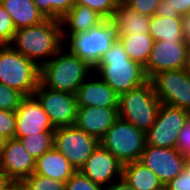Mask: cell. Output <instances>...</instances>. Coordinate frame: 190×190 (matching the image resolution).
<instances>
[{"label":"cell","mask_w":190,"mask_h":190,"mask_svg":"<svg viewBox=\"0 0 190 190\" xmlns=\"http://www.w3.org/2000/svg\"><path fill=\"white\" fill-rule=\"evenodd\" d=\"M63 45L61 20L55 19L17 29L10 44L15 51L39 67L55 56Z\"/></svg>","instance_id":"1"},{"label":"cell","mask_w":190,"mask_h":190,"mask_svg":"<svg viewBox=\"0 0 190 190\" xmlns=\"http://www.w3.org/2000/svg\"><path fill=\"white\" fill-rule=\"evenodd\" d=\"M95 72L118 95L130 91L148 80L144 67L129 58L118 39L93 68V73L95 74Z\"/></svg>","instance_id":"2"},{"label":"cell","mask_w":190,"mask_h":190,"mask_svg":"<svg viewBox=\"0 0 190 190\" xmlns=\"http://www.w3.org/2000/svg\"><path fill=\"white\" fill-rule=\"evenodd\" d=\"M65 48L40 67V83L50 90L75 94L93 68Z\"/></svg>","instance_id":"3"},{"label":"cell","mask_w":190,"mask_h":190,"mask_svg":"<svg viewBox=\"0 0 190 190\" xmlns=\"http://www.w3.org/2000/svg\"><path fill=\"white\" fill-rule=\"evenodd\" d=\"M160 104L148 79L144 84L119 95L118 115L146 133L156 120Z\"/></svg>","instance_id":"4"},{"label":"cell","mask_w":190,"mask_h":190,"mask_svg":"<svg viewBox=\"0 0 190 190\" xmlns=\"http://www.w3.org/2000/svg\"><path fill=\"white\" fill-rule=\"evenodd\" d=\"M0 83L31 96L40 84V67L10 45L0 46Z\"/></svg>","instance_id":"5"},{"label":"cell","mask_w":190,"mask_h":190,"mask_svg":"<svg viewBox=\"0 0 190 190\" xmlns=\"http://www.w3.org/2000/svg\"><path fill=\"white\" fill-rule=\"evenodd\" d=\"M66 31L62 28L63 42L66 37L69 38L68 51L86 61L92 68L97 65L104 53L117 39L113 23L108 19H104L87 32L68 36Z\"/></svg>","instance_id":"6"},{"label":"cell","mask_w":190,"mask_h":190,"mask_svg":"<svg viewBox=\"0 0 190 190\" xmlns=\"http://www.w3.org/2000/svg\"><path fill=\"white\" fill-rule=\"evenodd\" d=\"M99 143L124 165L139 161L146 145L145 132L118 117Z\"/></svg>","instance_id":"7"},{"label":"cell","mask_w":190,"mask_h":190,"mask_svg":"<svg viewBox=\"0 0 190 190\" xmlns=\"http://www.w3.org/2000/svg\"><path fill=\"white\" fill-rule=\"evenodd\" d=\"M99 140L75 125L58 127L54 131L53 147L79 171L99 145Z\"/></svg>","instance_id":"8"},{"label":"cell","mask_w":190,"mask_h":190,"mask_svg":"<svg viewBox=\"0 0 190 190\" xmlns=\"http://www.w3.org/2000/svg\"><path fill=\"white\" fill-rule=\"evenodd\" d=\"M150 81L155 95L162 104L190 112V72L188 68L159 72Z\"/></svg>","instance_id":"9"},{"label":"cell","mask_w":190,"mask_h":190,"mask_svg":"<svg viewBox=\"0 0 190 190\" xmlns=\"http://www.w3.org/2000/svg\"><path fill=\"white\" fill-rule=\"evenodd\" d=\"M189 117V111L160 104L154 124L145 133L146 145L175 148L179 130Z\"/></svg>","instance_id":"10"},{"label":"cell","mask_w":190,"mask_h":190,"mask_svg":"<svg viewBox=\"0 0 190 190\" xmlns=\"http://www.w3.org/2000/svg\"><path fill=\"white\" fill-rule=\"evenodd\" d=\"M190 48L186 41H154L149 60L144 67L147 79L166 70L187 69Z\"/></svg>","instance_id":"11"},{"label":"cell","mask_w":190,"mask_h":190,"mask_svg":"<svg viewBox=\"0 0 190 190\" xmlns=\"http://www.w3.org/2000/svg\"><path fill=\"white\" fill-rule=\"evenodd\" d=\"M32 95L43 107L54 128L74 125L78 109L75 94L50 90L40 83Z\"/></svg>","instance_id":"12"},{"label":"cell","mask_w":190,"mask_h":190,"mask_svg":"<svg viewBox=\"0 0 190 190\" xmlns=\"http://www.w3.org/2000/svg\"><path fill=\"white\" fill-rule=\"evenodd\" d=\"M185 160L186 158L176 148L145 145L139 162L150 169L163 185H166L184 171Z\"/></svg>","instance_id":"13"},{"label":"cell","mask_w":190,"mask_h":190,"mask_svg":"<svg viewBox=\"0 0 190 190\" xmlns=\"http://www.w3.org/2000/svg\"><path fill=\"white\" fill-rule=\"evenodd\" d=\"M15 113V139L30 134L54 133L55 131L48 115L33 95L24 96Z\"/></svg>","instance_id":"14"},{"label":"cell","mask_w":190,"mask_h":190,"mask_svg":"<svg viewBox=\"0 0 190 190\" xmlns=\"http://www.w3.org/2000/svg\"><path fill=\"white\" fill-rule=\"evenodd\" d=\"M36 160L19 139H7L0 153V169L12 182H21L35 171Z\"/></svg>","instance_id":"15"},{"label":"cell","mask_w":190,"mask_h":190,"mask_svg":"<svg viewBox=\"0 0 190 190\" xmlns=\"http://www.w3.org/2000/svg\"><path fill=\"white\" fill-rule=\"evenodd\" d=\"M79 171L95 184L105 187L114 182L113 178H122L123 164L99 144Z\"/></svg>","instance_id":"16"},{"label":"cell","mask_w":190,"mask_h":190,"mask_svg":"<svg viewBox=\"0 0 190 190\" xmlns=\"http://www.w3.org/2000/svg\"><path fill=\"white\" fill-rule=\"evenodd\" d=\"M118 117V108L78 106L74 125L100 140Z\"/></svg>","instance_id":"17"},{"label":"cell","mask_w":190,"mask_h":190,"mask_svg":"<svg viewBox=\"0 0 190 190\" xmlns=\"http://www.w3.org/2000/svg\"><path fill=\"white\" fill-rule=\"evenodd\" d=\"M87 79L75 93L77 106L118 108L119 95L100 77L95 81Z\"/></svg>","instance_id":"18"},{"label":"cell","mask_w":190,"mask_h":190,"mask_svg":"<svg viewBox=\"0 0 190 190\" xmlns=\"http://www.w3.org/2000/svg\"><path fill=\"white\" fill-rule=\"evenodd\" d=\"M151 17L140 14L126 4L118 5L111 22L116 35L149 34V22Z\"/></svg>","instance_id":"19"},{"label":"cell","mask_w":190,"mask_h":190,"mask_svg":"<svg viewBox=\"0 0 190 190\" xmlns=\"http://www.w3.org/2000/svg\"><path fill=\"white\" fill-rule=\"evenodd\" d=\"M76 170L54 147L36 160L34 174L66 182Z\"/></svg>","instance_id":"20"},{"label":"cell","mask_w":190,"mask_h":190,"mask_svg":"<svg viewBox=\"0 0 190 190\" xmlns=\"http://www.w3.org/2000/svg\"><path fill=\"white\" fill-rule=\"evenodd\" d=\"M0 4L10 15L16 30L35 26L46 20L33 0H0Z\"/></svg>","instance_id":"21"},{"label":"cell","mask_w":190,"mask_h":190,"mask_svg":"<svg viewBox=\"0 0 190 190\" xmlns=\"http://www.w3.org/2000/svg\"><path fill=\"white\" fill-rule=\"evenodd\" d=\"M122 177L135 190H163L161 180L139 161L123 165Z\"/></svg>","instance_id":"22"},{"label":"cell","mask_w":190,"mask_h":190,"mask_svg":"<svg viewBox=\"0 0 190 190\" xmlns=\"http://www.w3.org/2000/svg\"><path fill=\"white\" fill-rule=\"evenodd\" d=\"M104 18L87 6L74 5L61 19L62 28L68 27V35L87 32L101 23Z\"/></svg>","instance_id":"23"},{"label":"cell","mask_w":190,"mask_h":190,"mask_svg":"<svg viewBox=\"0 0 190 190\" xmlns=\"http://www.w3.org/2000/svg\"><path fill=\"white\" fill-rule=\"evenodd\" d=\"M149 35L154 41H185L182 17H161L153 15L149 22Z\"/></svg>","instance_id":"24"},{"label":"cell","mask_w":190,"mask_h":190,"mask_svg":"<svg viewBox=\"0 0 190 190\" xmlns=\"http://www.w3.org/2000/svg\"><path fill=\"white\" fill-rule=\"evenodd\" d=\"M117 39L131 60L143 67L146 66L154 44V40L149 34L119 35Z\"/></svg>","instance_id":"25"},{"label":"cell","mask_w":190,"mask_h":190,"mask_svg":"<svg viewBox=\"0 0 190 190\" xmlns=\"http://www.w3.org/2000/svg\"><path fill=\"white\" fill-rule=\"evenodd\" d=\"M27 152L37 160L53 148L54 133L30 134L19 138Z\"/></svg>","instance_id":"26"},{"label":"cell","mask_w":190,"mask_h":190,"mask_svg":"<svg viewBox=\"0 0 190 190\" xmlns=\"http://www.w3.org/2000/svg\"><path fill=\"white\" fill-rule=\"evenodd\" d=\"M46 19L61 20L74 6V0H33Z\"/></svg>","instance_id":"27"},{"label":"cell","mask_w":190,"mask_h":190,"mask_svg":"<svg viewBox=\"0 0 190 190\" xmlns=\"http://www.w3.org/2000/svg\"><path fill=\"white\" fill-rule=\"evenodd\" d=\"M20 183L23 190H65V182L34 173Z\"/></svg>","instance_id":"28"},{"label":"cell","mask_w":190,"mask_h":190,"mask_svg":"<svg viewBox=\"0 0 190 190\" xmlns=\"http://www.w3.org/2000/svg\"><path fill=\"white\" fill-rule=\"evenodd\" d=\"M23 97L17 90L0 83V110L16 111Z\"/></svg>","instance_id":"29"},{"label":"cell","mask_w":190,"mask_h":190,"mask_svg":"<svg viewBox=\"0 0 190 190\" xmlns=\"http://www.w3.org/2000/svg\"><path fill=\"white\" fill-rule=\"evenodd\" d=\"M74 5L87 6L108 20L111 19L117 8L112 0H74Z\"/></svg>","instance_id":"30"},{"label":"cell","mask_w":190,"mask_h":190,"mask_svg":"<svg viewBox=\"0 0 190 190\" xmlns=\"http://www.w3.org/2000/svg\"><path fill=\"white\" fill-rule=\"evenodd\" d=\"M65 190H105V187L95 184L80 171H76L65 182Z\"/></svg>","instance_id":"31"},{"label":"cell","mask_w":190,"mask_h":190,"mask_svg":"<svg viewBox=\"0 0 190 190\" xmlns=\"http://www.w3.org/2000/svg\"><path fill=\"white\" fill-rule=\"evenodd\" d=\"M16 28L7 11L0 4V46L10 45Z\"/></svg>","instance_id":"32"},{"label":"cell","mask_w":190,"mask_h":190,"mask_svg":"<svg viewBox=\"0 0 190 190\" xmlns=\"http://www.w3.org/2000/svg\"><path fill=\"white\" fill-rule=\"evenodd\" d=\"M16 129L15 111L0 110V134L7 139H13Z\"/></svg>","instance_id":"33"},{"label":"cell","mask_w":190,"mask_h":190,"mask_svg":"<svg viewBox=\"0 0 190 190\" xmlns=\"http://www.w3.org/2000/svg\"><path fill=\"white\" fill-rule=\"evenodd\" d=\"M160 2L161 0H127L125 4L140 14L152 17Z\"/></svg>","instance_id":"34"},{"label":"cell","mask_w":190,"mask_h":190,"mask_svg":"<svg viewBox=\"0 0 190 190\" xmlns=\"http://www.w3.org/2000/svg\"><path fill=\"white\" fill-rule=\"evenodd\" d=\"M175 148L183 157L190 156V117H188L184 126L179 130Z\"/></svg>","instance_id":"35"},{"label":"cell","mask_w":190,"mask_h":190,"mask_svg":"<svg viewBox=\"0 0 190 190\" xmlns=\"http://www.w3.org/2000/svg\"><path fill=\"white\" fill-rule=\"evenodd\" d=\"M166 190H190V176L184 170L173 180L164 185Z\"/></svg>","instance_id":"36"},{"label":"cell","mask_w":190,"mask_h":190,"mask_svg":"<svg viewBox=\"0 0 190 190\" xmlns=\"http://www.w3.org/2000/svg\"><path fill=\"white\" fill-rule=\"evenodd\" d=\"M167 4L174 8L180 16L190 12V0H167Z\"/></svg>","instance_id":"37"},{"label":"cell","mask_w":190,"mask_h":190,"mask_svg":"<svg viewBox=\"0 0 190 190\" xmlns=\"http://www.w3.org/2000/svg\"><path fill=\"white\" fill-rule=\"evenodd\" d=\"M155 15L161 16V17H182L180 16L177 11L167 4V0H161L159 3V6L157 7Z\"/></svg>","instance_id":"38"},{"label":"cell","mask_w":190,"mask_h":190,"mask_svg":"<svg viewBox=\"0 0 190 190\" xmlns=\"http://www.w3.org/2000/svg\"><path fill=\"white\" fill-rule=\"evenodd\" d=\"M105 190H135L132 188L125 180L124 178H120L118 180H115L113 183H111L109 186L105 187Z\"/></svg>","instance_id":"39"},{"label":"cell","mask_w":190,"mask_h":190,"mask_svg":"<svg viewBox=\"0 0 190 190\" xmlns=\"http://www.w3.org/2000/svg\"><path fill=\"white\" fill-rule=\"evenodd\" d=\"M183 38L190 48V12L182 16Z\"/></svg>","instance_id":"40"},{"label":"cell","mask_w":190,"mask_h":190,"mask_svg":"<svg viewBox=\"0 0 190 190\" xmlns=\"http://www.w3.org/2000/svg\"><path fill=\"white\" fill-rule=\"evenodd\" d=\"M12 181L7 175L0 169V190L6 188Z\"/></svg>","instance_id":"41"},{"label":"cell","mask_w":190,"mask_h":190,"mask_svg":"<svg viewBox=\"0 0 190 190\" xmlns=\"http://www.w3.org/2000/svg\"><path fill=\"white\" fill-rule=\"evenodd\" d=\"M3 190H23L20 182H11L6 188Z\"/></svg>","instance_id":"42"},{"label":"cell","mask_w":190,"mask_h":190,"mask_svg":"<svg viewBox=\"0 0 190 190\" xmlns=\"http://www.w3.org/2000/svg\"><path fill=\"white\" fill-rule=\"evenodd\" d=\"M7 138L0 134V153L6 145Z\"/></svg>","instance_id":"43"},{"label":"cell","mask_w":190,"mask_h":190,"mask_svg":"<svg viewBox=\"0 0 190 190\" xmlns=\"http://www.w3.org/2000/svg\"><path fill=\"white\" fill-rule=\"evenodd\" d=\"M184 170H185V171L188 173V175L190 176V156H189V157H186Z\"/></svg>","instance_id":"44"},{"label":"cell","mask_w":190,"mask_h":190,"mask_svg":"<svg viewBox=\"0 0 190 190\" xmlns=\"http://www.w3.org/2000/svg\"><path fill=\"white\" fill-rule=\"evenodd\" d=\"M117 6L125 4L127 0H112Z\"/></svg>","instance_id":"45"}]
</instances>
